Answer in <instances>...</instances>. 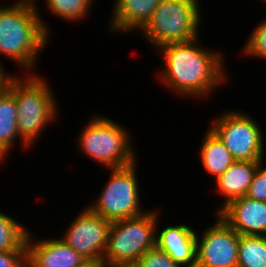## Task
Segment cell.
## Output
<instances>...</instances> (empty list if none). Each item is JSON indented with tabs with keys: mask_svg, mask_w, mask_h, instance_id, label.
<instances>
[{
	"mask_svg": "<svg viewBox=\"0 0 266 267\" xmlns=\"http://www.w3.org/2000/svg\"><path fill=\"white\" fill-rule=\"evenodd\" d=\"M4 66L1 64L0 61V95H2L7 89L10 84V81L15 77L13 75H10Z\"/></svg>",
	"mask_w": 266,
	"mask_h": 267,
	"instance_id": "cell-25",
	"label": "cell"
},
{
	"mask_svg": "<svg viewBox=\"0 0 266 267\" xmlns=\"http://www.w3.org/2000/svg\"><path fill=\"white\" fill-rule=\"evenodd\" d=\"M81 267H108L103 261H86Z\"/></svg>",
	"mask_w": 266,
	"mask_h": 267,
	"instance_id": "cell-27",
	"label": "cell"
},
{
	"mask_svg": "<svg viewBox=\"0 0 266 267\" xmlns=\"http://www.w3.org/2000/svg\"><path fill=\"white\" fill-rule=\"evenodd\" d=\"M115 267H139V266L136 263V264H122Z\"/></svg>",
	"mask_w": 266,
	"mask_h": 267,
	"instance_id": "cell-28",
	"label": "cell"
},
{
	"mask_svg": "<svg viewBox=\"0 0 266 267\" xmlns=\"http://www.w3.org/2000/svg\"><path fill=\"white\" fill-rule=\"evenodd\" d=\"M16 220L0 211V251L20 250L25 245L29 228Z\"/></svg>",
	"mask_w": 266,
	"mask_h": 267,
	"instance_id": "cell-19",
	"label": "cell"
},
{
	"mask_svg": "<svg viewBox=\"0 0 266 267\" xmlns=\"http://www.w3.org/2000/svg\"><path fill=\"white\" fill-rule=\"evenodd\" d=\"M17 106L14 95L7 89L0 95V165L8 158L16 140L19 139L22 148H31L23 139L17 130ZM16 139V140H15ZM2 163V164H1Z\"/></svg>",
	"mask_w": 266,
	"mask_h": 267,
	"instance_id": "cell-16",
	"label": "cell"
},
{
	"mask_svg": "<svg viewBox=\"0 0 266 267\" xmlns=\"http://www.w3.org/2000/svg\"><path fill=\"white\" fill-rule=\"evenodd\" d=\"M172 2H175L177 4H180L182 6H185L187 8H190L194 10L199 16H201V6H200V1L199 0H169Z\"/></svg>",
	"mask_w": 266,
	"mask_h": 267,
	"instance_id": "cell-26",
	"label": "cell"
},
{
	"mask_svg": "<svg viewBox=\"0 0 266 267\" xmlns=\"http://www.w3.org/2000/svg\"><path fill=\"white\" fill-rule=\"evenodd\" d=\"M236 109L224 111L209 127L223 142L235 161L260 163L264 159V139L261 126Z\"/></svg>",
	"mask_w": 266,
	"mask_h": 267,
	"instance_id": "cell-7",
	"label": "cell"
},
{
	"mask_svg": "<svg viewBox=\"0 0 266 267\" xmlns=\"http://www.w3.org/2000/svg\"><path fill=\"white\" fill-rule=\"evenodd\" d=\"M201 143L198 154L201 159L200 162L205 172L213 176V180H215L235 162V159L210 128H208Z\"/></svg>",
	"mask_w": 266,
	"mask_h": 267,
	"instance_id": "cell-17",
	"label": "cell"
},
{
	"mask_svg": "<svg viewBox=\"0 0 266 267\" xmlns=\"http://www.w3.org/2000/svg\"><path fill=\"white\" fill-rule=\"evenodd\" d=\"M262 164L263 161L258 164L246 196L254 200L266 202V167Z\"/></svg>",
	"mask_w": 266,
	"mask_h": 267,
	"instance_id": "cell-23",
	"label": "cell"
},
{
	"mask_svg": "<svg viewBox=\"0 0 266 267\" xmlns=\"http://www.w3.org/2000/svg\"><path fill=\"white\" fill-rule=\"evenodd\" d=\"M237 267H266V236L240 235Z\"/></svg>",
	"mask_w": 266,
	"mask_h": 267,
	"instance_id": "cell-18",
	"label": "cell"
},
{
	"mask_svg": "<svg viewBox=\"0 0 266 267\" xmlns=\"http://www.w3.org/2000/svg\"><path fill=\"white\" fill-rule=\"evenodd\" d=\"M137 161L121 168H112L108 182L98 197L87 206L93 213L114 222L133 218L147 212L140 204Z\"/></svg>",
	"mask_w": 266,
	"mask_h": 267,
	"instance_id": "cell-6",
	"label": "cell"
},
{
	"mask_svg": "<svg viewBox=\"0 0 266 267\" xmlns=\"http://www.w3.org/2000/svg\"><path fill=\"white\" fill-rule=\"evenodd\" d=\"M84 126L76 142L83 156L91 161L93 159L105 169L121 168L137 161L129 130L115 119L104 115L93 116Z\"/></svg>",
	"mask_w": 266,
	"mask_h": 267,
	"instance_id": "cell-4",
	"label": "cell"
},
{
	"mask_svg": "<svg viewBox=\"0 0 266 267\" xmlns=\"http://www.w3.org/2000/svg\"><path fill=\"white\" fill-rule=\"evenodd\" d=\"M0 267H27L26 244L20 250L0 251Z\"/></svg>",
	"mask_w": 266,
	"mask_h": 267,
	"instance_id": "cell-24",
	"label": "cell"
},
{
	"mask_svg": "<svg viewBox=\"0 0 266 267\" xmlns=\"http://www.w3.org/2000/svg\"><path fill=\"white\" fill-rule=\"evenodd\" d=\"M48 13L66 21H82L93 6L87 0H43ZM84 18V19H83Z\"/></svg>",
	"mask_w": 266,
	"mask_h": 267,
	"instance_id": "cell-20",
	"label": "cell"
},
{
	"mask_svg": "<svg viewBox=\"0 0 266 267\" xmlns=\"http://www.w3.org/2000/svg\"><path fill=\"white\" fill-rule=\"evenodd\" d=\"M218 214L240 235L266 236V202L247 196L234 199Z\"/></svg>",
	"mask_w": 266,
	"mask_h": 267,
	"instance_id": "cell-12",
	"label": "cell"
},
{
	"mask_svg": "<svg viewBox=\"0 0 266 267\" xmlns=\"http://www.w3.org/2000/svg\"><path fill=\"white\" fill-rule=\"evenodd\" d=\"M199 38L165 44L156 49L162 55L164 65L157 75L159 83L178 96L208 98L218 86L227 83L224 55L203 48Z\"/></svg>",
	"mask_w": 266,
	"mask_h": 267,
	"instance_id": "cell-1",
	"label": "cell"
},
{
	"mask_svg": "<svg viewBox=\"0 0 266 267\" xmlns=\"http://www.w3.org/2000/svg\"><path fill=\"white\" fill-rule=\"evenodd\" d=\"M196 230L184 223L156 231V247L181 267H196Z\"/></svg>",
	"mask_w": 266,
	"mask_h": 267,
	"instance_id": "cell-13",
	"label": "cell"
},
{
	"mask_svg": "<svg viewBox=\"0 0 266 267\" xmlns=\"http://www.w3.org/2000/svg\"><path fill=\"white\" fill-rule=\"evenodd\" d=\"M38 10L34 2L0 6V55L26 74H36V61L50 41V27Z\"/></svg>",
	"mask_w": 266,
	"mask_h": 267,
	"instance_id": "cell-2",
	"label": "cell"
},
{
	"mask_svg": "<svg viewBox=\"0 0 266 267\" xmlns=\"http://www.w3.org/2000/svg\"><path fill=\"white\" fill-rule=\"evenodd\" d=\"M26 237L27 267H81L87 260L60 237L35 239Z\"/></svg>",
	"mask_w": 266,
	"mask_h": 267,
	"instance_id": "cell-11",
	"label": "cell"
},
{
	"mask_svg": "<svg viewBox=\"0 0 266 267\" xmlns=\"http://www.w3.org/2000/svg\"><path fill=\"white\" fill-rule=\"evenodd\" d=\"M201 18L190 8L161 0L151 19L139 32L156 51L165 44L196 39L200 35Z\"/></svg>",
	"mask_w": 266,
	"mask_h": 267,
	"instance_id": "cell-8",
	"label": "cell"
},
{
	"mask_svg": "<svg viewBox=\"0 0 266 267\" xmlns=\"http://www.w3.org/2000/svg\"><path fill=\"white\" fill-rule=\"evenodd\" d=\"M91 5L94 4V0H87Z\"/></svg>",
	"mask_w": 266,
	"mask_h": 267,
	"instance_id": "cell-30",
	"label": "cell"
},
{
	"mask_svg": "<svg viewBox=\"0 0 266 267\" xmlns=\"http://www.w3.org/2000/svg\"><path fill=\"white\" fill-rule=\"evenodd\" d=\"M22 2H36L37 3V0H22Z\"/></svg>",
	"mask_w": 266,
	"mask_h": 267,
	"instance_id": "cell-29",
	"label": "cell"
},
{
	"mask_svg": "<svg viewBox=\"0 0 266 267\" xmlns=\"http://www.w3.org/2000/svg\"><path fill=\"white\" fill-rule=\"evenodd\" d=\"M216 215L213 225L196 234V267H237L240 234Z\"/></svg>",
	"mask_w": 266,
	"mask_h": 267,
	"instance_id": "cell-9",
	"label": "cell"
},
{
	"mask_svg": "<svg viewBox=\"0 0 266 267\" xmlns=\"http://www.w3.org/2000/svg\"><path fill=\"white\" fill-rule=\"evenodd\" d=\"M259 163L235 161L222 175L215 179L216 191L224 197L217 206V214L230 201L246 196Z\"/></svg>",
	"mask_w": 266,
	"mask_h": 267,
	"instance_id": "cell-15",
	"label": "cell"
},
{
	"mask_svg": "<svg viewBox=\"0 0 266 267\" xmlns=\"http://www.w3.org/2000/svg\"><path fill=\"white\" fill-rule=\"evenodd\" d=\"M16 75L8 86L17 106L18 133L31 148L58 116L59 105L49 82L37 74ZM46 127V128H45Z\"/></svg>",
	"mask_w": 266,
	"mask_h": 267,
	"instance_id": "cell-3",
	"label": "cell"
},
{
	"mask_svg": "<svg viewBox=\"0 0 266 267\" xmlns=\"http://www.w3.org/2000/svg\"><path fill=\"white\" fill-rule=\"evenodd\" d=\"M247 39L242 51L245 56L266 60V18L254 27Z\"/></svg>",
	"mask_w": 266,
	"mask_h": 267,
	"instance_id": "cell-21",
	"label": "cell"
},
{
	"mask_svg": "<svg viewBox=\"0 0 266 267\" xmlns=\"http://www.w3.org/2000/svg\"><path fill=\"white\" fill-rule=\"evenodd\" d=\"M161 0H115L108 30L122 34L140 31ZM133 31V32H132Z\"/></svg>",
	"mask_w": 266,
	"mask_h": 267,
	"instance_id": "cell-14",
	"label": "cell"
},
{
	"mask_svg": "<svg viewBox=\"0 0 266 267\" xmlns=\"http://www.w3.org/2000/svg\"><path fill=\"white\" fill-rule=\"evenodd\" d=\"M81 210L60 239L87 261H103L112 222L93 213L87 206Z\"/></svg>",
	"mask_w": 266,
	"mask_h": 267,
	"instance_id": "cell-10",
	"label": "cell"
},
{
	"mask_svg": "<svg viewBox=\"0 0 266 267\" xmlns=\"http://www.w3.org/2000/svg\"><path fill=\"white\" fill-rule=\"evenodd\" d=\"M139 267H181L161 249L154 247L146 251L138 260Z\"/></svg>",
	"mask_w": 266,
	"mask_h": 267,
	"instance_id": "cell-22",
	"label": "cell"
},
{
	"mask_svg": "<svg viewBox=\"0 0 266 267\" xmlns=\"http://www.w3.org/2000/svg\"><path fill=\"white\" fill-rule=\"evenodd\" d=\"M158 213V209L148 210L143 215L112 222L103 262L108 267L136 264L146 251L156 247L161 216Z\"/></svg>",
	"mask_w": 266,
	"mask_h": 267,
	"instance_id": "cell-5",
	"label": "cell"
}]
</instances>
